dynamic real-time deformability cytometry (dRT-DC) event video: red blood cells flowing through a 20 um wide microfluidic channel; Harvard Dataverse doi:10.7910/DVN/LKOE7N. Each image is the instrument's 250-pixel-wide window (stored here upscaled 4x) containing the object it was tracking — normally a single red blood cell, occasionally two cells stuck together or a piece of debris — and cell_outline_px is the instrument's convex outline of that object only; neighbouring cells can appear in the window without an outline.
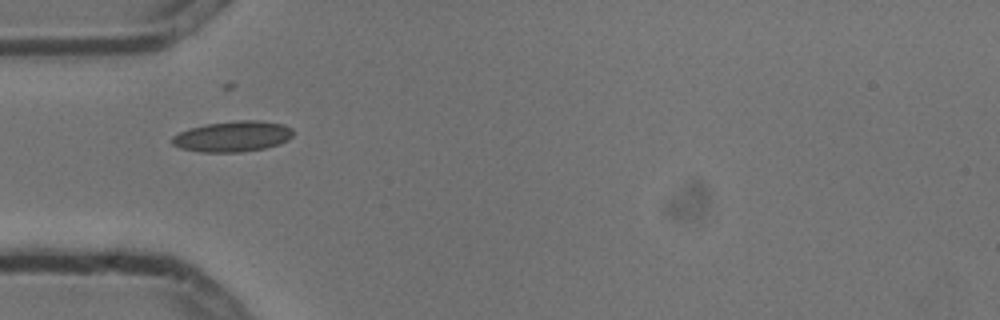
{"species": "common noctule bat (a hibernating species)", "species_latin": "Nyctalus noctula", "temperature_condition": "cold", "stored_images_in_passage": 1, "camera_frame_rate_fps": 3000, "um_per_image_px": 0.085, "animal": {"sex": "male", "body_mass_g": 13.3}, "frame": {"image": 1, "passage_image": 1, "time_ms": 0.0, "image_size_px": [1000, 320], "cell_outline_px": [[292, 136], [288, 140], [280, 144], [264, 148], [240, 152], [200, 152], [180, 148], [172, 144], [172, 136], [188, 128], [208, 124], [236, 120], [260, 120], [284, 124], [292, 128]], "centroid_in_image_um": [19.79, 11.59], "position_along_channel_um": 65.2, "area_um2": 21.73}}